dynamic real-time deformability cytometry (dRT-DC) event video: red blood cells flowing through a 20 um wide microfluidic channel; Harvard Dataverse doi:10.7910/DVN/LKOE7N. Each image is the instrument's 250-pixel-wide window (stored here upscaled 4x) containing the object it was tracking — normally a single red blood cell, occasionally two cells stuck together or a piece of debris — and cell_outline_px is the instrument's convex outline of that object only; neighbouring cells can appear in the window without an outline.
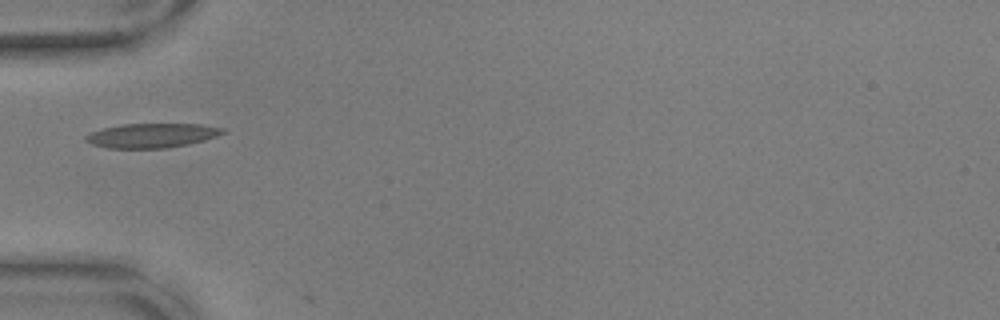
{"species": "common noctule bat (a hibernating species)", "species_latin": "Nyctalus noctula", "temperature_condition": "warm", "stored_images_in_passage": 38, "camera_frame_rate_fps": 3000, "um_per_image_px": 0.085, "animal": {"sex": "male", "body_mass_g": 17.9, "forearm_length_mm": 54.2}, "frame": {"image": 1, "passage_image": 1, "time_ms": 0.0, "image_size_px": [1000, 320], "cell_outline_px": [[228, 132], [204, 140], [188, 144], [168, 148], [108, 148], [92, 144], [84, 140], [84, 136], [92, 132], [104, 128], [124, 124], [200, 124], [224, 128]], "centroid_in_image_um": [12.93, 11.52], "position_along_channel_um": 72.1, "area_um2": 19.42}, "authors_computed_cell_mechanics": {"area_um2": 18.1203, "velocity_mm_per_s": 3.6356, "shape_relaxation_time_tau1_ms": null, "shape_relaxation_time_tau2_ms": 1.1696, "deformation_change_tau1": null, "deformation_change_tau2": 0.0541}}